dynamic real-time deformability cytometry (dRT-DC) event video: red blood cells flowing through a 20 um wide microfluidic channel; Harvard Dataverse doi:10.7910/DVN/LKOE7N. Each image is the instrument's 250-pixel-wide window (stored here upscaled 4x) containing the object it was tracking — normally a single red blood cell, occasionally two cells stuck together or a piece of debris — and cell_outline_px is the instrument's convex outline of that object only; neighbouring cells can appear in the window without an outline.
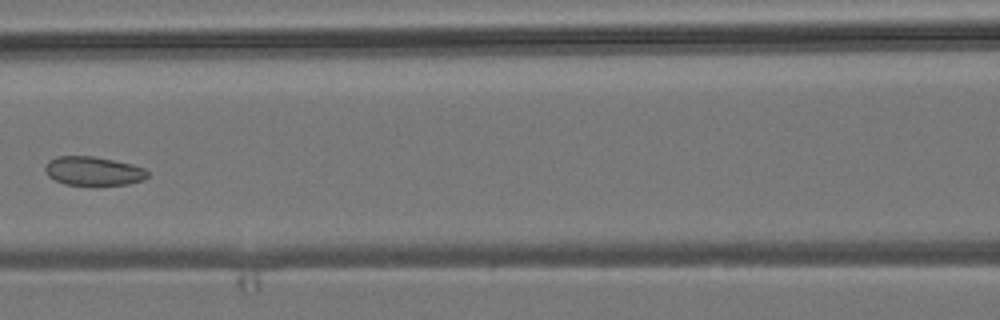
{"species": "common noctule bat (a hibernating species)", "species_latin": "Nyctalus noctula", "temperature_condition": "room temperature", "stored_images_in_passage": 4, "camera_frame_rate_fps": 3000, "um_per_image_px": 0.085, "animal": {"sex": "male", "body_mass_g": 19.2, "forearm_length_mm": 51.8}, "frame": {"image": 1, "passage_image": 4, "time_ms": 4.333, "image_size_px": [1000, 320], "cell_outline_px": [[148, 176], [144, 180], [128, 184], [64, 184], [48, 176], [44, 168], [48, 160], [56, 156], [92, 156], [132, 164], [144, 168], [148, 172]], "centroid_in_image_um": [7.92, 14.52], "position_along_channel_um": 158.7, "area_um2": 17.05}}